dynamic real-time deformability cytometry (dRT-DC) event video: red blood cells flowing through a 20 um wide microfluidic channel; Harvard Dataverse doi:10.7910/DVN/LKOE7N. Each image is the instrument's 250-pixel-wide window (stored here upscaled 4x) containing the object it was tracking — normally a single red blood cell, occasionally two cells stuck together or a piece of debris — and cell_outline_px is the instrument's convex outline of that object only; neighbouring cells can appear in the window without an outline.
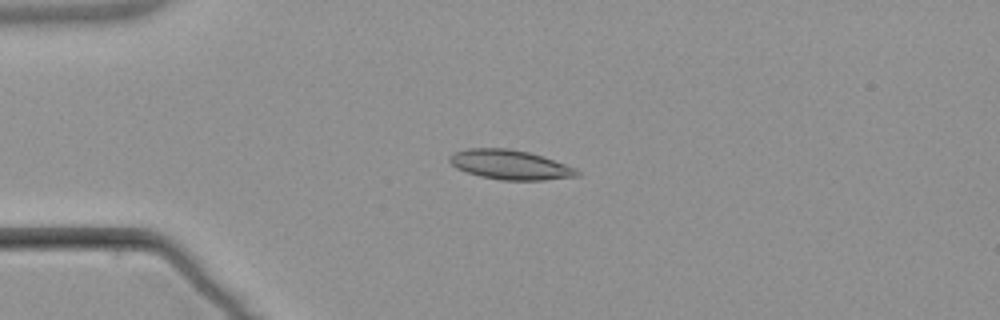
{"species": "common noctule bat (a hibernating species)", "species_latin": "Nyctalus noctula", "temperature_condition": "warm", "stored_images_in_passage": 6, "camera_frame_rate_fps": 3000, "um_per_image_px": 0.085, "animal": {"sex": "male", "body_mass_g": 21.5, "forearm_length_mm": 52.0}, "frame": {"image": 1, "passage_image": 3, "time_ms": 2.333, "image_size_px": [1000, 320], "cell_outline_px": [[580, 176], [544, 180], [500, 180], [480, 176], [456, 168], [448, 160], [448, 156], [456, 152], [468, 148], [508, 148], [528, 152], [576, 168], [580, 172]], "centroid_in_image_um": [43.35, 14.01], "position_along_channel_um": 41.7, "area_um2": 21.79}}
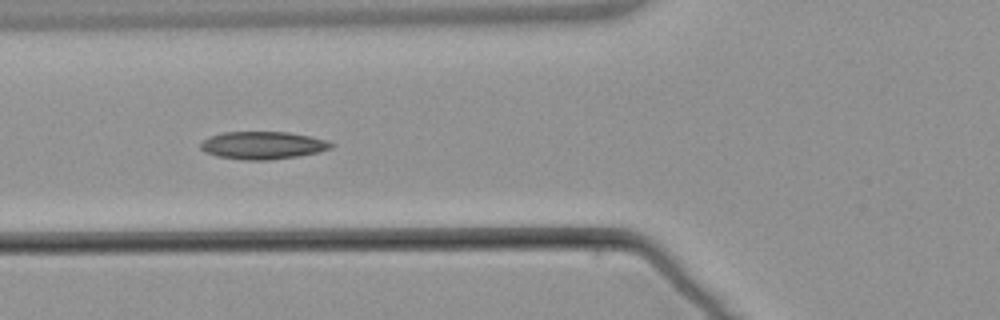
{"frame": {"image": 2, "passage_image": 5, "time_ms": 4.667, "image_size_px": [1000, 320], "cell_outline_px": [[336, 144], [332, 148], [320, 152], [300, 156], [268, 160], [244, 160], [216, 156], [204, 152], [200, 148], [200, 144], [208, 136], [224, 132], [288, 132], [328, 140]], "centroid_in_image_um": [22.36, 12.36], "position_along_channel_um": 103.4, "area_um2": 21.27}}